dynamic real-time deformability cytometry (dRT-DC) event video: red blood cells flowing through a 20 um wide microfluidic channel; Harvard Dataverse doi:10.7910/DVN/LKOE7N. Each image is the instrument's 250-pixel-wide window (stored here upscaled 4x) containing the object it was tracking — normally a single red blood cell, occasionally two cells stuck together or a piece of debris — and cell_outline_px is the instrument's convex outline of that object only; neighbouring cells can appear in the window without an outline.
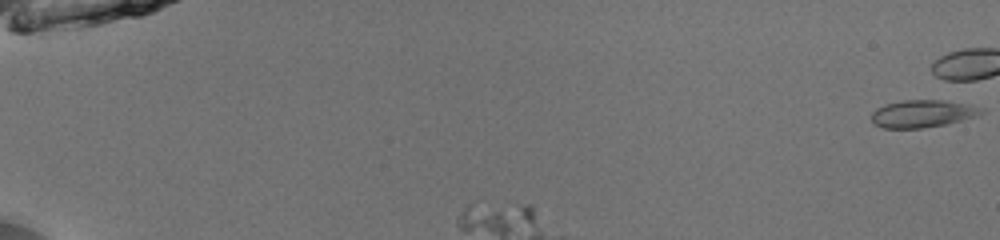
{"species": "common noctule bat (a hibernating species)", "species_latin": "Nyctalus noctula", "temperature_condition": "room temperature", "stored_images_in_passage": 38, "camera_frame_rate_fps": 3000, "um_per_image_px": 0.085, "animal": {"sex": "male", "body_mass_g": 13.0, "forearm_length_mm": 53.1}, "frame": {"image": 1, "passage_image": 1, "time_ms": 0.0, "image_size_px": [1000, 240], "cell_outline_px": [[984, 112], [976, 116], [944, 124], [920, 128], [884, 128], [872, 124], [872, 112], [876, 108], [884, 104], [904, 100], [944, 100], [968, 104], [984, 108]], "centroid_in_image_um": [78.39, 9.65], "position_along_channel_um": 6.6, "area_um2": 17.51}}
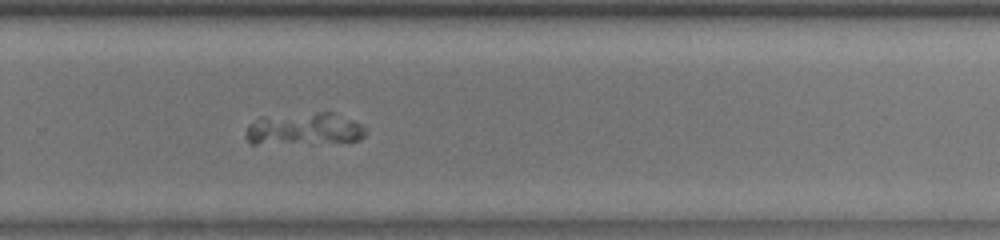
{"frame": {"image": 2, "passage_image": 24, "time_ms": 7.667, "image_size_px": [1000, 240], "cell_outline_px": [[368, 132], [360, 140], [256, 144], [252, 144], [244, 136], [244, 132], [248, 124], [260, 116], [316, 112], [336, 112], [360, 124]], "centroid_in_image_um": [25.79, 10.93], "position_along_channel_um": 304.0, "area_um2": 22.54}}
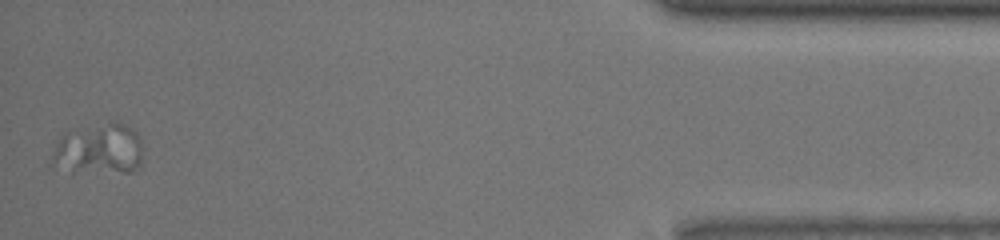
{"frame": {"image": 3, "passage_image": 38, "time_ms": 12.333, "image_size_px": [1000, 240], "cell_outline_px": [[144, 168], [132, 172], [72, 176], [52, 160], [52, 156], [56, 144], [60, 136], [68, 132], [112, 120], [116, 120], [132, 128], [136, 132], [144, 148]], "centroid_in_image_um": [8.5, 12.76], "position_along_channel_um": 426.7, "area_um2": 28.61}}